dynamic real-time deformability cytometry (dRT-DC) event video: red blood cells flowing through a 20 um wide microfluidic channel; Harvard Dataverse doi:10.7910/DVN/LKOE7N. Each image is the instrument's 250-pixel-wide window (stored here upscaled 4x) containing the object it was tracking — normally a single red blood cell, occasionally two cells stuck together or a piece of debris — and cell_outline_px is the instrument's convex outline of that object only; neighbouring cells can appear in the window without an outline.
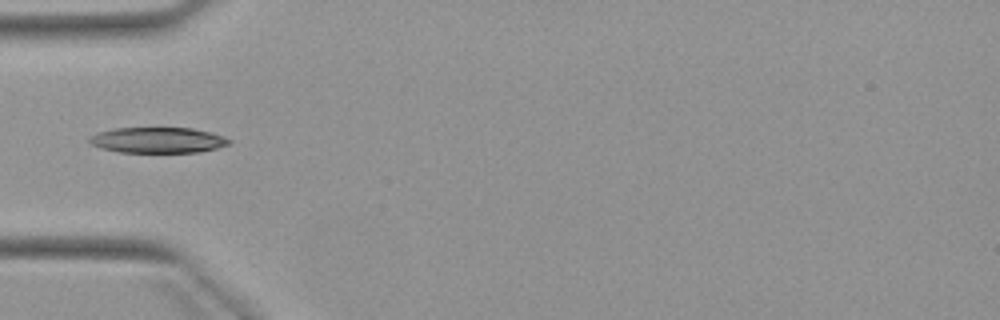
{"species": "Egyptian fruit bat (a non-hibernating species)", "species_latin": "Rousettus aegyptiacus", "temperature_condition": "warm", "stored_images_in_passage": 5, "camera_frame_rate_fps": 3000, "um_per_image_px": 0.085, "animal": {"sex": "female"}, "frame": {"image": 1, "passage_image": 5, "time_ms": 5.333, "image_size_px": [1000, 320], "cell_outline_px": [[232, 140], [228, 144], [216, 148], [200, 152], [120, 152], [100, 148], [92, 144], [88, 140], [88, 136], [100, 132], [116, 128], [192, 128], [212, 132], [224, 136]], "centroid_in_image_um": [13.43, 11.91], "position_along_channel_um": 71.6, "area_um2": 20.87}}